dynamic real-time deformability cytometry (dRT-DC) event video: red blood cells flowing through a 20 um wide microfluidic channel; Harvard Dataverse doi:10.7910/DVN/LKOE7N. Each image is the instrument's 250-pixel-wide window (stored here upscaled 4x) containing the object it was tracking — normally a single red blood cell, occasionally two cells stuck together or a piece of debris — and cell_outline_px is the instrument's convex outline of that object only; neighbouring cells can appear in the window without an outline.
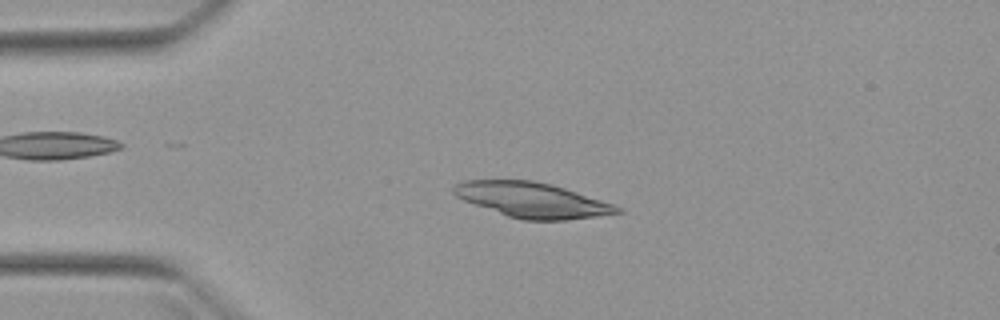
{"species": "Egyptian fruit bat (a non-hibernating species)", "species_latin": "Rousettus aegyptiacus", "temperature_condition": "warm", "stored_images_in_passage": 5, "camera_frame_rate_fps": 3000, "um_per_image_px": 0.085, "animal": {"sex": "female"}, "frame": {"image": 1, "passage_image": 3, "time_ms": 2.333, "image_size_px": [1000, 320], "cell_outline_px": [[624, 212], [596, 216], [564, 220], [524, 220], [508, 216], [464, 200], [456, 196], [452, 192], [452, 188], [456, 184], [464, 180], [532, 180], [552, 184], [624, 208]], "centroid_in_image_um": [45.23, 16.99], "position_along_channel_um": 39.8, "area_um2": 33.06}}
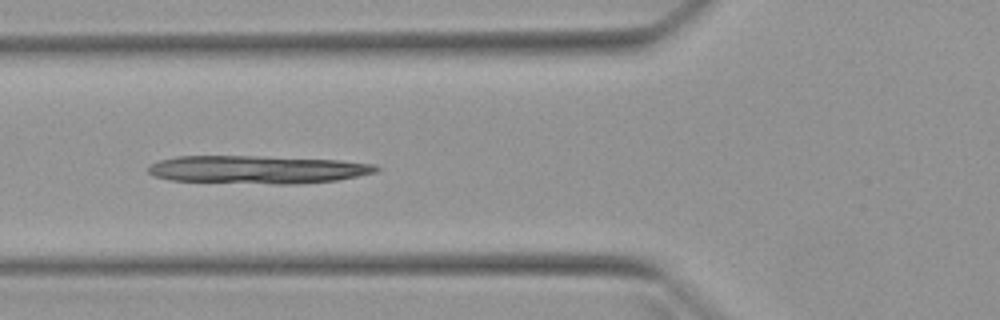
{"frame": {"image": 2, "passage_image": 5, "time_ms": 4.667, "image_size_px": [1000, 320], "cell_outline_px": [[380, 168], [376, 172], [336, 180], [296, 184], [272, 184], [168, 180], [152, 176], [148, 172], [148, 164], [160, 160], [176, 156], [252, 156], [340, 160], [376, 164]], "centroid_in_image_um": [21.84, 14.41], "position_along_channel_um": 104.0, "area_um2": 37.28}}